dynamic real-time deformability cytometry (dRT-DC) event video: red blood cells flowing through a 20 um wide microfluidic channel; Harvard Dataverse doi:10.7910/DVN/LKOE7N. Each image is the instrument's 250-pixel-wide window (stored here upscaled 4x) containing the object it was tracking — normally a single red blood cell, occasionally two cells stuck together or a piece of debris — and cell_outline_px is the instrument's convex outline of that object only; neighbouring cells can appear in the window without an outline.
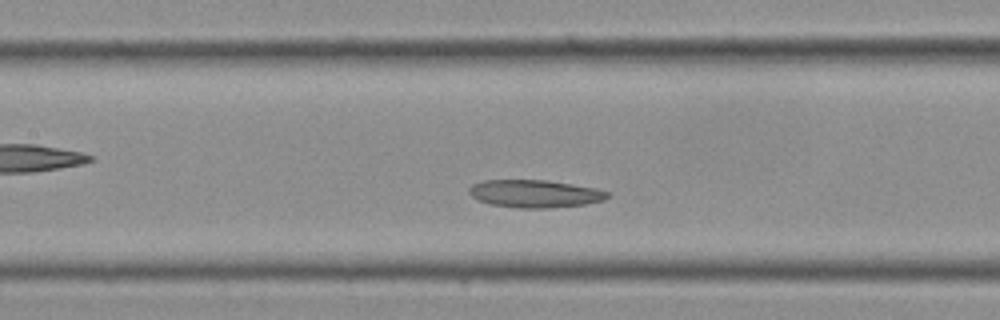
{"species": "Egyptian fruit bat (a non-hibernating species)", "species_latin": "Rousettus aegyptiacus", "temperature_condition": "cold", "stored_images_in_passage": 32, "camera_frame_rate_fps": 3000, "um_per_image_px": 0.085, "frame": {"image": 1, "passage_image": 10, "time_ms": 3.0, "image_size_px": [1000, 320], "cell_outline_px": [[612, 196], [600, 200], [584, 204], [544, 208], [520, 208], [488, 204], [472, 196], [468, 192], [468, 188], [472, 184], [484, 180], [548, 180], [596, 188], [612, 192]], "centroid_in_image_um": [45.46, 16.45], "position_along_channel_um": 161.9, "area_um2": 22.31}}